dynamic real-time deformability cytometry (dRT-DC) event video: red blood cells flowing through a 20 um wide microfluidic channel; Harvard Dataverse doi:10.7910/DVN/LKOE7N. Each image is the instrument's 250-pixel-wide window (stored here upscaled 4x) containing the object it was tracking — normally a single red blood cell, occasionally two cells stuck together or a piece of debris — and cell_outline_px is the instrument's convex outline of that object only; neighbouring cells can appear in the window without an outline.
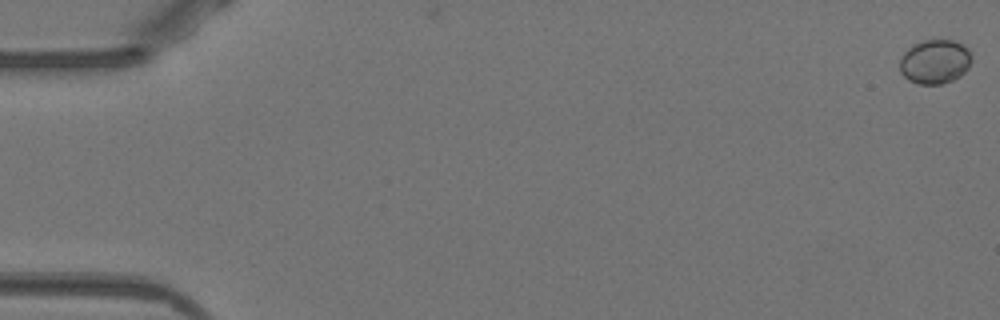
{"species": "Egyptian fruit bat (a non-hibernating species)", "species_latin": "Rousettus aegyptiacus", "temperature_condition": "warm", "stored_images_in_passage": 4, "camera_frame_rate_fps": 3000, "um_per_image_px": 0.085, "animal": {"sex": "female"}, "frame": {"image": 1, "passage_image": 1, "time_ms": 0.0, "image_size_px": [1000, 320], "cell_outline_px": [[972, 60], [968, 68], [960, 76], [952, 80], [940, 84], [920, 84], [908, 80], [900, 72], [900, 60], [904, 52], [912, 44], [924, 40], [952, 40], [964, 44], [968, 48], [972, 56]], "centroid_in_image_um": [79.48, 5.23], "position_along_channel_um": 5.5, "area_um2": 18.67}}